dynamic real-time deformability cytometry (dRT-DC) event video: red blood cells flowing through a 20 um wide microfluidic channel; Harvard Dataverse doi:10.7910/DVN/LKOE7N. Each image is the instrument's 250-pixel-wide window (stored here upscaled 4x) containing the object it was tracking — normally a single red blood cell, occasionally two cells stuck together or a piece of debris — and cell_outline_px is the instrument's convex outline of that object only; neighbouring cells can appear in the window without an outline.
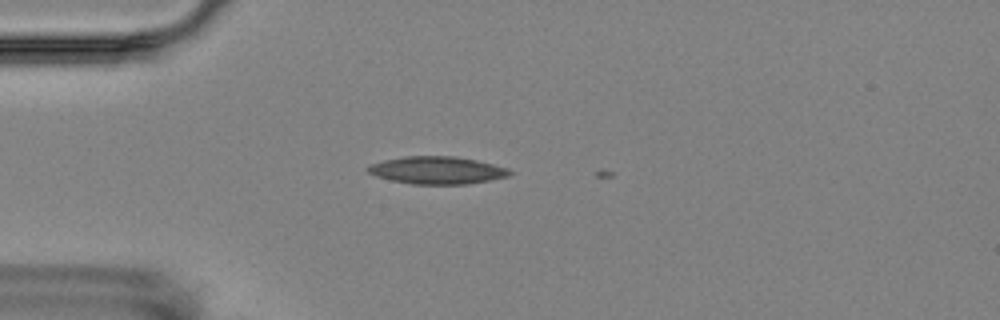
{"species": "Egyptian fruit bat (a non-hibernating species)", "species_latin": "Rousettus aegyptiacus", "temperature_condition": "room temperature", "stored_images_in_passage": 3, "camera_frame_rate_fps": 3000, "um_per_image_px": 0.085, "animal": {"sex": "female"}, "frame": {"image": 1, "passage_image": 3, "time_ms": 3.0, "image_size_px": [1000, 320], "cell_outline_px": [[512, 172], [508, 176], [468, 184], [412, 184], [392, 180], [376, 176], [368, 172], [364, 168], [368, 164], [384, 160], [404, 156], [456, 156], [476, 160], [508, 168]], "centroid_in_image_um": [37.1, 14.46], "position_along_channel_um": 47.9, "area_um2": 22.72}}